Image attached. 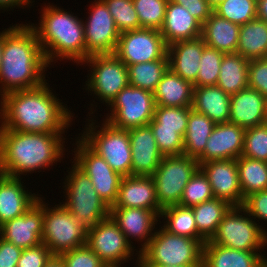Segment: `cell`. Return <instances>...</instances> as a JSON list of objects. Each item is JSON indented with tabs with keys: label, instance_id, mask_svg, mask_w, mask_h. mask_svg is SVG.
<instances>
[{
	"label": "cell",
	"instance_id": "obj_1",
	"mask_svg": "<svg viewBox=\"0 0 267 267\" xmlns=\"http://www.w3.org/2000/svg\"><path fill=\"white\" fill-rule=\"evenodd\" d=\"M45 83L33 89L2 95V128L28 133L63 134L72 120L71 114Z\"/></svg>",
	"mask_w": 267,
	"mask_h": 267
},
{
	"label": "cell",
	"instance_id": "obj_2",
	"mask_svg": "<svg viewBox=\"0 0 267 267\" xmlns=\"http://www.w3.org/2000/svg\"><path fill=\"white\" fill-rule=\"evenodd\" d=\"M47 66L32 26L15 25L3 32V54L0 67V83L3 87L1 93L3 94L0 95L41 86L45 82L43 70Z\"/></svg>",
	"mask_w": 267,
	"mask_h": 267
},
{
	"label": "cell",
	"instance_id": "obj_3",
	"mask_svg": "<svg viewBox=\"0 0 267 267\" xmlns=\"http://www.w3.org/2000/svg\"><path fill=\"white\" fill-rule=\"evenodd\" d=\"M61 136V133H28L0 127V173L19 177L24 172L52 165L63 155Z\"/></svg>",
	"mask_w": 267,
	"mask_h": 267
},
{
	"label": "cell",
	"instance_id": "obj_4",
	"mask_svg": "<svg viewBox=\"0 0 267 267\" xmlns=\"http://www.w3.org/2000/svg\"><path fill=\"white\" fill-rule=\"evenodd\" d=\"M42 11L40 27L31 26L36 32L46 63L53 62L55 56L83 63L90 56L86 52L83 21L59 7L47 6Z\"/></svg>",
	"mask_w": 267,
	"mask_h": 267
},
{
	"label": "cell",
	"instance_id": "obj_5",
	"mask_svg": "<svg viewBox=\"0 0 267 267\" xmlns=\"http://www.w3.org/2000/svg\"><path fill=\"white\" fill-rule=\"evenodd\" d=\"M140 253L138 265L202 267L203 244L162 228L154 232L149 244Z\"/></svg>",
	"mask_w": 267,
	"mask_h": 267
},
{
	"label": "cell",
	"instance_id": "obj_6",
	"mask_svg": "<svg viewBox=\"0 0 267 267\" xmlns=\"http://www.w3.org/2000/svg\"><path fill=\"white\" fill-rule=\"evenodd\" d=\"M72 169L65 183L68 198L63 205L89 232L110 216V207L98 196L90 178L75 164Z\"/></svg>",
	"mask_w": 267,
	"mask_h": 267
},
{
	"label": "cell",
	"instance_id": "obj_7",
	"mask_svg": "<svg viewBox=\"0 0 267 267\" xmlns=\"http://www.w3.org/2000/svg\"><path fill=\"white\" fill-rule=\"evenodd\" d=\"M199 168L194 157L185 154L163 156L152 175L158 204L162 208L179 204L185 186Z\"/></svg>",
	"mask_w": 267,
	"mask_h": 267
},
{
	"label": "cell",
	"instance_id": "obj_8",
	"mask_svg": "<svg viewBox=\"0 0 267 267\" xmlns=\"http://www.w3.org/2000/svg\"><path fill=\"white\" fill-rule=\"evenodd\" d=\"M42 243L50 249L52 255L58 256L85 245L87 231L63 204L50 210L43 203Z\"/></svg>",
	"mask_w": 267,
	"mask_h": 267
},
{
	"label": "cell",
	"instance_id": "obj_9",
	"mask_svg": "<svg viewBox=\"0 0 267 267\" xmlns=\"http://www.w3.org/2000/svg\"><path fill=\"white\" fill-rule=\"evenodd\" d=\"M93 124L87 128L82 140L98 155L105 159L108 165L121 176L131 175V145L128 130L119 129L108 121L103 123L101 130L94 132ZM89 129V130H88Z\"/></svg>",
	"mask_w": 267,
	"mask_h": 267
},
{
	"label": "cell",
	"instance_id": "obj_10",
	"mask_svg": "<svg viewBox=\"0 0 267 267\" xmlns=\"http://www.w3.org/2000/svg\"><path fill=\"white\" fill-rule=\"evenodd\" d=\"M240 211L243 206H232L210 241L235 250L258 251L267 243L266 231L252 219L242 217Z\"/></svg>",
	"mask_w": 267,
	"mask_h": 267
},
{
	"label": "cell",
	"instance_id": "obj_11",
	"mask_svg": "<svg viewBox=\"0 0 267 267\" xmlns=\"http://www.w3.org/2000/svg\"><path fill=\"white\" fill-rule=\"evenodd\" d=\"M113 108L108 121L119 129L148 125L156 108L153 92L128 85L108 104ZM113 112V113H112Z\"/></svg>",
	"mask_w": 267,
	"mask_h": 267
},
{
	"label": "cell",
	"instance_id": "obj_12",
	"mask_svg": "<svg viewBox=\"0 0 267 267\" xmlns=\"http://www.w3.org/2000/svg\"><path fill=\"white\" fill-rule=\"evenodd\" d=\"M168 46L157 29L139 28L120 33L114 54L128 67L168 59Z\"/></svg>",
	"mask_w": 267,
	"mask_h": 267
},
{
	"label": "cell",
	"instance_id": "obj_13",
	"mask_svg": "<svg viewBox=\"0 0 267 267\" xmlns=\"http://www.w3.org/2000/svg\"><path fill=\"white\" fill-rule=\"evenodd\" d=\"M84 62L93 68L87 89L94 91L103 102L110 104L129 85L128 67L115 54L90 55Z\"/></svg>",
	"mask_w": 267,
	"mask_h": 267
},
{
	"label": "cell",
	"instance_id": "obj_14",
	"mask_svg": "<svg viewBox=\"0 0 267 267\" xmlns=\"http://www.w3.org/2000/svg\"><path fill=\"white\" fill-rule=\"evenodd\" d=\"M77 144L75 165L90 178L98 196L109 207L113 206L117 200L123 176L116 173L105 159L94 152L82 139L77 141Z\"/></svg>",
	"mask_w": 267,
	"mask_h": 267
},
{
	"label": "cell",
	"instance_id": "obj_15",
	"mask_svg": "<svg viewBox=\"0 0 267 267\" xmlns=\"http://www.w3.org/2000/svg\"><path fill=\"white\" fill-rule=\"evenodd\" d=\"M86 245L107 267H119L131 257L132 245L126 240L118 224L108 216L87 232ZM120 262V264H119Z\"/></svg>",
	"mask_w": 267,
	"mask_h": 267
},
{
	"label": "cell",
	"instance_id": "obj_16",
	"mask_svg": "<svg viewBox=\"0 0 267 267\" xmlns=\"http://www.w3.org/2000/svg\"><path fill=\"white\" fill-rule=\"evenodd\" d=\"M95 2L84 24L86 52L89 55L114 54L120 32L104 1Z\"/></svg>",
	"mask_w": 267,
	"mask_h": 267
},
{
	"label": "cell",
	"instance_id": "obj_17",
	"mask_svg": "<svg viewBox=\"0 0 267 267\" xmlns=\"http://www.w3.org/2000/svg\"><path fill=\"white\" fill-rule=\"evenodd\" d=\"M200 169L209 180L214 198L231 206H243L245 199L239 184L237 159L207 161Z\"/></svg>",
	"mask_w": 267,
	"mask_h": 267
},
{
	"label": "cell",
	"instance_id": "obj_18",
	"mask_svg": "<svg viewBox=\"0 0 267 267\" xmlns=\"http://www.w3.org/2000/svg\"><path fill=\"white\" fill-rule=\"evenodd\" d=\"M38 200L22 215L0 226V236L8 242L27 249L42 243L43 202Z\"/></svg>",
	"mask_w": 267,
	"mask_h": 267
},
{
	"label": "cell",
	"instance_id": "obj_19",
	"mask_svg": "<svg viewBox=\"0 0 267 267\" xmlns=\"http://www.w3.org/2000/svg\"><path fill=\"white\" fill-rule=\"evenodd\" d=\"M245 129L232 122L216 124L204 152L197 158L199 166L213 160L237 159L242 156Z\"/></svg>",
	"mask_w": 267,
	"mask_h": 267
},
{
	"label": "cell",
	"instance_id": "obj_20",
	"mask_svg": "<svg viewBox=\"0 0 267 267\" xmlns=\"http://www.w3.org/2000/svg\"><path fill=\"white\" fill-rule=\"evenodd\" d=\"M127 130L131 145V175L152 176L163 155L157 148L150 126L133 127Z\"/></svg>",
	"mask_w": 267,
	"mask_h": 267
},
{
	"label": "cell",
	"instance_id": "obj_21",
	"mask_svg": "<svg viewBox=\"0 0 267 267\" xmlns=\"http://www.w3.org/2000/svg\"><path fill=\"white\" fill-rule=\"evenodd\" d=\"M111 207L142 208L161 214L152 176L130 175L122 178L116 202Z\"/></svg>",
	"mask_w": 267,
	"mask_h": 267
},
{
	"label": "cell",
	"instance_id": "obj_22",
	"mask_svg": "<svg viewBox=\"0 0 267 267\" xmlns=\"http://www.w3.org/2000/svg\"><path fill=\"white\" fill-rule=\"evenodd\" d=\"M267 100L257 90L245 88L231 95L229 122L244 129L266 123Z\"/></svg>",
	"mask_w": 267,
	"mask_h": 267
},
{
	"label": "cell",
	"instance_id": "obj_23",
	"mask_svg": "<svg viewBox=\"0 0 267 267\" xmlns=\"http://www.w3.org/2000/svg\"><path fill=\"white\" fill-rule=\"evenodd\" d=\"M205 45L201 36L169 45L167 49L169 68L193 84L197 79Z\"/></svg>",
	"mask_w": 267,
	"mask_h": 267
},
{
	"label": "cell",
	"instance_id": "obj_24",
	"mask_svg": "<svg viewBox=\"0 0 267 267\" xmlns=\"http://www.w3.org/2000/svg\"><path fill=\"white\" fill-rule=\"evenodd\" d=\"M110 216L118 224L126 240L130 243L129 237L145 239L139 253L149 244L154 236L151 231L155 227L158 215L153 210L128 207H110ZM153 228V229H152ZM152 235H151V234ZM149 236V237H148ZM146 237H148L146 239Z\"/></svg>",
	"mask_w": 267,
	"mask_h": 267
},
{
	"label": "cell",
	"instance_id": "obj_25",
	"mask_svg": "<svg viewBox=\"0 0 267 267\" xmlns=\"http://www.w3.org/2000/svg\"><path fill=\"white\" fill-rule=\"evenodd\" d=\"M167 46L201 36L202 24L183 6L168 1L166 13L159 30Z\"/></svg>",
	"mask_w": 267,
	"mask_h": 267
},
{
	"label": "cell",
	"instance_id": "obj_26",
	"mask_svg": "<svg viewBox=\"0 0 267 267\" xmlns=\"http://www.w3.org/2000/svg\"><path fill=\"white\" fill-rule=\"evenodd\" d=\"M19 179L0 173V226L22 216L39 198L26 192Z\"/></svg>",
	"mask_w": 267,
	"mask_h": 267
},
{
	"label": "cell",
	"instance_id": "obj_27",
	"mask_svg": "<svg viewBox=\"0 0 267 267\" xmlns=\"http://www.w3.org/2000/svg\"><path fill=\"white\" fill-rule=\"evenodd\" d=\"M202 267H267V259L255 251H241L213 244L203 245Z\"/></svg>",
	"mask_w": 267,
	"mask_h": 267
},
{
	"label": "cell",
	"instance_id": "obj_28",
	"mask_svg": "<svg viewBox=\"0 0 267 267\" xmlns=\"http://www.w3.org/2000/svg\"><path fill=\"white\" fill-rule=\"evenodd\" d=\"M231 96L217 85L194 86L192 109L215 124L229 122Z\"/></svg>",
	"mask_w": 267,
	"mask_h": 267
},
{
	"label": "cell",
	"instance_id": "obj_29",
	"mask_svg": "<svg viewBox=\"0 0 267 267\" xmlns=\"http://www.w3.org/2000/svg\"><path fill=\"white\" fill-rule=\"evenodd\" d=\"M240 26L214 12L202 24L201 37L205 44L225 54L236 53Z\"/></svg>",
	"mask_w": 267,
	"mask_h": 267
},
{
	"label": "cell",
	"instance_id": "obj_30",
	"mask_svg": "<svg viewBox=\"0 0 267 267\" xmlns=\"http://www.w3.org/2000/svg\"><path fill=\"white\" fill-rule=\"evenodd\" d=\"M193 87L168 68L153 92L155 103L165 107H192Z\"/></svg>",
	"mask_w": 267,
	"mask_h": 267
},
{
	"label": "cell",
	"instance_id": "obj_31",
	"mask_svg": "<svg viewBox=\"0 0 267 267\" xmlns=\"http://www.w3.org/2000/svg\"><path fill=\"white\" fill-rule=\"evenodd\" d=\"M236 53L247 60L267 57V22L256 17L240 26Z\"/></svg>",
	"mask_w": 267,
	"mask_h": 267
},
{
	"label": "cell",
	"instance_id": "obj_32",
	"mask_svg": "<svg viewBox=\"0 0 267 267\" xmlns=\"http://www.w3.org/2000/svg\"><path fill=\"white\" fill-rule=\"evenodd\" d=\"M248 63L238 53L224 54L217 86L230 96L248 88Z\"/></svg>",
	"mask_w": 267,
	"mask_h": 267
},
{
	"label": "cell",
	"instance_id": "obj_33",
	"mask_svg": "<svg viewBox=\"0 0 267 267\" xmlns=\"http://www.w3.org/2000/svg\"><path fill=\"white\" fill-rule=\"evenodd\" d=\"M215 125L209 117L192 109L189 112L187 131L184 136L183 154L197 159L204 152Z\"/></svg>",
	"mask_w": 267,
	"mask_h": 267
},
{
	"label": "cell",
	"instance_id": "obj_34",
	"mask_svg": "<svg viewBox=\"0 0 267 267\" xmlns=\"http://www.w3.org/2000/svg\"><path fill=\"white\" fill-rule=\"evenodd\" d=\"M232 206L218 198L204 201L192 207L198 233L206 240L216 234L218 226Z\"/></svg>",
	"mask_w": 267,
	"mask_h": 267
},
{
	"label": "cell",
	"instance_id": "obj_35",
	"mask_svg": "<svg viewBox=\"0 0 267 267\" xmlns=\"http://www.w3.org/2000/svg\"><path fill=\"white\" fill-rule=\"evenodd\" d=\"M239 184L245 199L267 189V162L240 156L237 158Z\"/></svg>",
	"mask_w": 267,
	"mask_h": 267
},
{
	"label": "cell",
	"instance_id": "obj_36",
	"mask_svg": "<svg viewBox=\"0 0 267 267\" xmlns=\"http://www.w3.org/2000/svg\"><path fill=\"white\" fill-rule=\"evenodd\" d=\"M160 216L167 217L164 229L171 234L199 240L203 245L206 240L198 233L194 213L191 207L170 205L162 209Z\"/></svg>",
	"mask_w": 267,
	"mask_h": 267
},
{
	"label": "cell",
	"instance_id": "obj_37",
	"mask_svg": "<svg viewBox=\"0 0 267 267\" xmlns=\"http://www.w3.org/2000/svg\"><path fill=\"white\" fill-rule=\"evenodd\" d=\"M168 68V59L129 65V85L154 92Z\"/></svg>",
	"mask_w": 267,
	"mask_h": 267
},
{
	"label": "cell",
	"instance_id": "obj_38",
	"mask_svg": "<svg viewBox=\"0 0 267 267\" xmlns=\"http://www.w3.org/2000/svg\"><path fill=\"white\" fill-rule=\"evenodd\" d=\"M213 12L241 26L257 17V0H223Z\"/></svg>",
	"mask_w": 267,
	"mask_h": 267
},
{
	"label": "cell",
	"instance_id": "obj_39",
	"mask_svg": "<svg viewBox=\"0 0 267 267\" xmlns=\"http://www.w3.org/2000/svg\"><path fill=\"white\" fill-rule=\"evenodd\" d=\"M213 198L214 196L209 180L199 168L185 186L178 205L192 208L193 206Z\"/></svg>",
	"mask_w": 267,
	"mask_h": 267
},
{
	"label": "cell",
	"instance_id": "obj_40",
	"mask_svg": "<svg viewBox=\"0 0 267 267\" xmlns=\"http://www.w3.org/2000/svg\"><path fill=\"white\" fill-rule=\"evenodd\" d=\"M169 0H132L140 28L160 30Z\"/></svg>",
	"mask_w": 267,
	"mask_h": 267
},
{
	"label": "cell",
	"instance_id": "obj_41",
	"mask_svg": "<svg viewBox=\"0 0 267 267\" xmlns=\"http://www.w3.org/2000/svg\"><path fill=\"white\" fill-rule=\"evenodd\" d=\"M192 107H165L156 105L153 119L159 129L176 130L183 138L187 131L189 112Z\"/></svg>",
	"mask_w": 267,
	"mask_h": 267
},
{
	"label": "cell",
	"instance_id": "obj_42",
	"mask_svg": "<svg viewBox=\"0 0 267 267\" xmlns=\"http://www.w3.org/2000/svg\"><path fill=\"white\" fill-rule=\"evenodd\" d=\"M224 54L225 53L212 47L207 45L204 46L199 65V72L196 81L193 83V86L217 85V80L220 73V65Z\"/></svg>",
	"mask_w": 267,
	"mask_h": 267
},
{
	"label": "cell",
	"instance_id": "obj_43",
	"mask_svg": "<svg viewBox=\"0 0 267 267\" xmlns=\"http://www.w3.org/2000/svg\"><path fill=\"white\" fill-rule=\"evenodd\" d=\"M120 33L140 28L132 0H103Z\"/></svg>",
	"mask_w": 267,
	"mask_h": 267
},
{
	"label": "cell",
	"instance_id": "obj_44",
	"mask_svg": "<svg viewBox=\"0 0 267 267\" xmlns=\"http://www.w3.org/2000/svg\"><path fill=\"white\" fill-rule=\"evenodd\" d=\"M242 156L267 162V123L245 129Z\"/></svg>",
	"mask_w": 267,
	"mask_h": 267
},
{
	"label": "cell",
	"instance_id": "obj_45",
	"mask_svg": "<svg viewBox=\"0 0 267 267\" xmlns=\"http://www.w3.org/2000/svg\"><path fill=\"white\" fill-rule=\"evenodd\" d=\"M148 125L156 139L157 148L163 156L184 153V138L176 130L159 129V124L154 119Z\"/></svg>",
	"mask_w": 267,
	"mask_h": 267
},
{
	"label": "cell",
	"instance_id": "obj_46",
	"mask_svg": "<svg viewBox=\"0 0 267 267\" xmlns=\"http://www.w3.org/2000/svg\"><path fill=\"white\" fill-rule=\"evenodd\" d=\"M58 256L64 267H107L86 244Z\"/></svg>",
	"mask_w": 267,
	"mask_h": 267
},
{
	"label": "cell",
	"instance_id": "obj_47",
	"mask_svg": "<svg viewBox=\"0 0 267 267\" xmlns=\"http://www.w3.org/2000/svg\"><path fill=\"white\" fill-rule=\"evenodd\" d=\"M248 87L257 90L267 100V57L249 60Z\"/></svg>",
	"mask_w": 267,
	"mask_h": 267
},
{
	"label": "cell",
	"instance_id": "obj_48",
	"mask_svg": "<svg viewBox=\"0 0 267 267\" xmlns=\"http://www.w3.org/2000/svg\"><path fill=\"white\" fill-rule=\"evenodd\" d=\"M51 256L50 249L44 243H41L23 249L16 267H44Z\"/></svg>",
	"mask_w": 267,
	"mask_h": 267
},
{
	"label": "cell",
	"instance_id": "obj_49",
	"mask_svg": "<svg viewBox=\"0 0 267 267\" xmlns=\"http://www.w3.org/2000/svg\"><path fill=\"white\" fill-rule=\"evenodd\" d=\"M243 212L248 216L267 221V189L250 194L243 203Z\"/></svg>",
	"mask_w": 267,
	"mask_h": 267
},
{
	"label": "cell",
	"instance_id": "obj_50",
	"mask_svg": "<svg viewBox=\"0 0 267 267\" xmlns=\"http://www.w3.org/2000/svg\"><path fill=\"white\" fill-rule=\"evenodd\" d=\"M180 4L187 11L203 24L213 13V7L206 0H170Z\"/></svg>",
	"mask_w": 267,
	"mask_h": 267
},
{
	"label": "cell",
	"instance_id": "obj_51",
	"mask_svg": "<svg viewBox=\"0 0 267 267\" xmlns=\"http://www.w3.org/2000/svg\"><path fill=\"white\" fill-rule=\"evenodd\" d=\"M22 249L0 237V267H16Z\"/></svg>",
	"mask_w": 267,
	"mask_h": 267
},
{
	"label": "cell",
	"instance_id": "obj_52",
	"mask_svg": "<svg viewBox=\"0 0 267 267\" xmlns=\"http://www.w3.org/2000/svg\"><path fill=\"white\" fill-rule=\"evenodd\" d=\"M257 17L267 22V0H257Z\"/></svg>",
	"mask_w": 267,
	"mask_h": 267
},
{
	"label": "cell",
	"instance_id": "obj_53",
	"mask_svg": "<svg viewBox=\"0 0 267 267\" xmlns=\"http://www.w3.org/2000/svg\"><path fill=\"white\" fill-rule=\"evenodd\" d=\"M29 2L31 3L30 0H0V9L2 8H9L12 6H19V5H26L29 4Z\"/></svg>",
	"mask_w": 267,
	"mask_h": 267
},
{
	"label": "cell",
	"instance_id": "obj_54",
	"mask_svg": "<svg viewBox=\"0 0 267 267\" xmlns=\"http://www.w3.org/2000/svg\"><path fill=\"white\" fill-rule=\"evenodd\" d=\"M44 267H64V265L59 256L52 255Z\"/></svg>",
	"mask_w": 267,
	"mask_h": 267
},
{
	"label": "cell",
	"instance_id": "obj_55",
	"mask_svg": "<svg viewBox=\"0 0 267 267\" xmlns=\"http://www.w3.org/2000/svg\"><path fill=\"white\" fill-rule=\"evenodd\" d=\"M2 54H3V32L0 33V67L2 64Z\"/></svg>",
	"mask_w": 267,
	"mask_h": 267
},
{
	"label": "cell",
	"instance_id": "obj_56",
	"mask_svg": "<svg viewBox=\"0 0 267 267\" xmlns=\"http://www.w3.org/2000/svg\"><path fill=\"white\" fill-rule=\"evenodd\" d=\"M213 8L223 0H206Z\"/></svg>",
	"mask_w": 267,
	"mask_h": 267
},
{
	"label": "cell",
	"instance_id": "obj_57",
	"mask_svg": "<svg viewBox=\"0 0 267 267\" xmlns=\"http://www.w3.org/2000/svg\"><path fill=\"white\" fill-rule=\"evenodd\" d=\"M139 267H178V266H163V265H138Z\"/></svg>",
	"mask_w": 267,
	"mask_h": 267
}]
</instances>
